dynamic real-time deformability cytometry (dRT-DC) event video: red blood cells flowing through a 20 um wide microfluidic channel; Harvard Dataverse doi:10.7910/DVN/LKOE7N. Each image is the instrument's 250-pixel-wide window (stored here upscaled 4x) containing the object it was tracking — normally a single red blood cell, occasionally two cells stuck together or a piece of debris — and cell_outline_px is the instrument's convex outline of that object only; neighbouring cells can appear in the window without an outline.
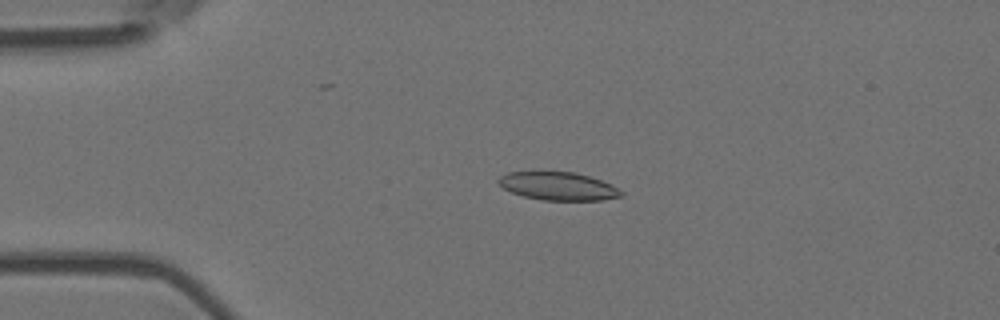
{"species": "Egyptian fruit bat (a non-hibernating species)", "species_latin": "Rousettus aegyptiacus", "temperature_condition": "room temperature", "stored_images_in_passage": 5, "camera_frame_rate_fps": 3000, "um_per_image_px": 0.085, "animal": {"sex": "female"}, "frame": {"image": 1, "passage_image": 4, "time_ms": 1.0, "image_size_px": [1000, 320], "cell_outline_px": [[624, 196], [604, 200], [544, 200], [524, 196], [512, 192], [504, 188], [496, 180], [500, 176], [508, 172], [576, 172], [612, 184], [624, 192]], "centroid_in_image_um": [47.49, 15.82], "position_along_channel_um": 37.5, "area_um2": 20.06}}